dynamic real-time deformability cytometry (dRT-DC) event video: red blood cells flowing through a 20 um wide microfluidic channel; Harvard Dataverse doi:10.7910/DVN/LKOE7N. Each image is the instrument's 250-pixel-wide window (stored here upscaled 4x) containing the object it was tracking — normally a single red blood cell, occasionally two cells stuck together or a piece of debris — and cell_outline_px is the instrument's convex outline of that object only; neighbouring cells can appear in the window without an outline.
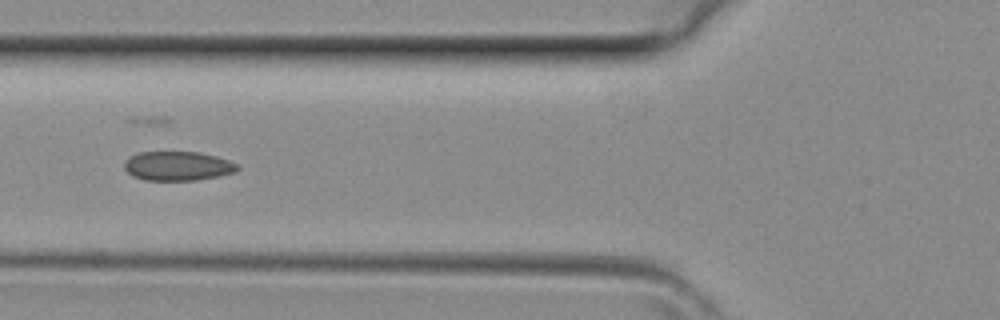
{"species": "common noctule bat (a hibernating species)", "species_latin": "Nyctalus noctula", "temperature_condition": "room temperature", "stored_images_in_passage": 3, "camera_frame_rate_fps": 3000, "um_per_image_px": 0.085, "animal": {"sex": "female", "body_mass_g": 29.2, "forearm_length_mm": 56.3}, "frame": {"image": 1, "passage_image": 3, "time_ms": 0.667, "image_size_px": [1000, 320], "cell_outline_px": [[240, 168], [236, 172], [220, 176], [196, 180], [144, 180], [132, 176], [124, 168], [124, 164], [132, 156], [140, 152], [200, 152], [216, 156], [240, 164]], "centroid_in_image_um": [15.17, 14.11], "position_along_channel_um": 110.6, "area_um2": 19.31}}